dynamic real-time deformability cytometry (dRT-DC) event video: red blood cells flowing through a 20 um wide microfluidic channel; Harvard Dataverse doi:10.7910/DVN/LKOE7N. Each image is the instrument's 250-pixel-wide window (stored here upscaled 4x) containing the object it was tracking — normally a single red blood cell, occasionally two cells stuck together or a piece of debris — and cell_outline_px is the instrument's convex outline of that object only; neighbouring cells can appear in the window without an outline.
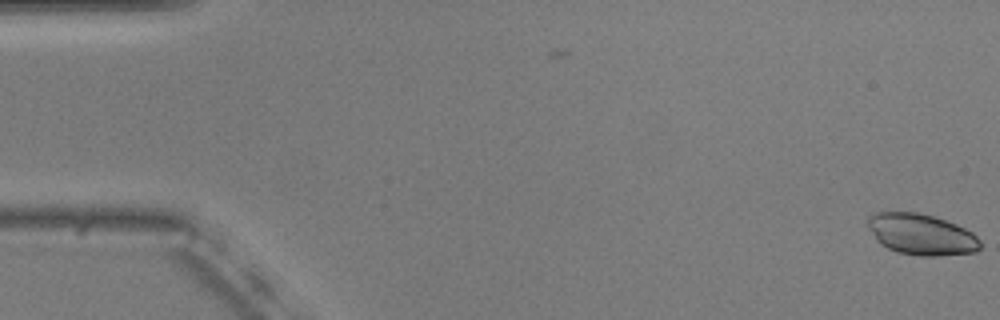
{"species": "common noctule bat (a hibernating species)", "species_latin": "Nyctalus noctula", "temperature_condition": "warm", "stored_images_in_passage": 2, "camera_frame_rate_fps": 3000, "um_per_image_px": 0.085, "animal": {"sex": "male", "body_mass_g": 20.5, "forearm_length_mm": 52.5}, "frame": {"image": 1, "passage_image": 2, "time_ms": 0.333, "image_size_px": [1000, 320], "cell_outline_px": [[980, 248], [976, 252], [940, 256], [920, 256], [896, 252], [880, 244], [868, 228], [868, 216], [876, 212], [916, 212], [932, 216], [956, 224], [972, 232], [980, 240]], "centroid_in_image_um": [78.31, 19.93], "position_along_channel_um": 6.7, "area_um2": 26.93}}